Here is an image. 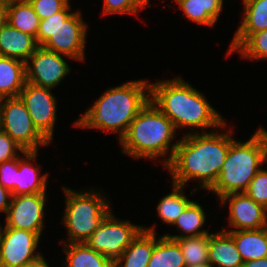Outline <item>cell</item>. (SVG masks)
<instances>
[{
    "instance_id": "cell-35",
    "label": "cell",
    "mask_w": 267,
    "mask_h": 267,
    "mask_svg": "<svg viewBox=\"0 0 267 267\" xmlns=\"http://www.w3.org/2000/svg\"><path fill=\"white\" fill-rule=\"evenodd\" d=\"M12 193L0 184V212H4L5 215L11 204Z\"/></svg>"
},
{
    "instance_id": "cell-15",
    "label": "cell",
    "mask_w": 267,
    "mask_h": 267,
    "mask_svg": "<svg viewBox=\"0 0 267 267\" xmlns=\"http://www.w3.org/2000/svg\"><path fill=\"white\" fill-rule=\"evenodd\" d=\"M38 151H24L18 157V170L16 172V188L12 196L20 194H47L49 173L41 174L40 164L35 165Z\"/></svg>"
},
{
    "instance_id": "cell-28",
    "label": "cell",
    "mask_w": 267,
    "mask_h": 267,
    "mask_svg": "<svg viewBox=\"0 0 267 267\" xmlns=\"http://www.w3.org/2000/svg\"><path fill=\"white\" fill-rule=\"evenodd\" d=\"M174 241L180 246L186 266L208 262L209 234Z\"/></svg>"
},
{
    "instance_id": "cell-7",
    "label": "cell",
    "mask_w": 267,
    "mask_h": 267,
    "mask_svg": "<svg viewBox=\"0 0 267 267\" xmlns=\"http://www.w3.org/2000/svg\"><path fill=\"white\" fill-rule=\"evenodd\" d=\"M69 2L61 11L40 20L36 42L38 46L84 62L88 25L81 10L71 12Z\"/></svg>"
},
{
    "instance_id": "cell-38",
    "label": "cell",
    "mask_w": 267,
    "mask_h": 267,
    "mask_svg": "<svg viewBox=\"0 0 267 267\" xmlns=\"http://www.w3.org/2000/svg\"><path fill=\"white\" fill-rule=\"evenodd\" d=\"M242 267H267V257L245 261L243 262Z\"/></svg>"
},
{
    "instance_id": "cell-1",
    "label": "cell",
    "mask_w": 267,
    "mask_h": 267,
    "mask_svg": "<svg viewBox=\"0 0 267 267\" xmlns=\"http://www.w3.org/2000/svg\"><path fill=\"white\" fill-rule=\"evenodd\" d=\"M225 122L221 128L209 132L183 134L170 163L165 169L171 174L172 184L187 187L190 181H198L200 188L209 191L219 178L230 144L235 140L232 129ZM229 130V131H228ZM216 131V132H215Z\"/></svg>"
},
{
    "instance_id": "cell-26",
    "label": "cell",
    "mask_w": 267,
    "mask_h": 267,
    "mask_svg": "<svg viewBox=\"0 0 267 267\" xmlns=\"http://www.w3.org/2000/svg\"><path fill=\"white\" fill-rule=\"evenodd\" d=\"M147 267H186L180 246L172 239L163 235L157 237Z\"/></svg>"
},
{
    "instance_id": "cell-10",
    "label": "cell",
    "mask_w": 267,
    "mask_h": 267,
    "mask_svg": "<svg viewBox=\"0 0 267 267\" xmlns=\"http://www.w3.org/2000/svg\"><path fill=\"white\" fill-rule=\"evenodd\" d=\"M19 97L24 102L34 126L52 143L58 112V101L52 89L26 82Z\"/></svg>"
},
{
    "instance_id": "cell-27",
    "label": "cell",
    "mask_w": 267,
    "mask_h": 267,
    "mask_svg": "<svg viewBox=\"0 0 267 267\" xmlns=\"http://www.w3.org/2000/svg\"><path fill=\"white\" fill-rule=\"evenodd\" d=\"M7 23L13 28L29 33L36 38L40 19L30 3L9 0Z\"/></svg>"
},
{
    "instance_id": "cell-4",
    "label": "cell",
    "mask_w": 267,
    "mask_h": 267,
    "mask_svg": "<svg viewBox=\"0 0 267 267\" xmlns=\"http://www.w3.org/2000/svg\"><path fill=\"white\" fill-rule=\"evenodd\" d=\"M176 132L171 120L149 101L120 139V153L135 160L146 158L155 162L159 158L158 162L165 168L172 160L179 143V139L175 140Z\"/></svg>"
},
{
    "instance_id": "cell-29",
    "label": "cell",
    "mask_w": 267,
    "mask_h": 267,
    "mask_svg": "<svg viewBox=\"0 0 267 267\" xmlns=\"http://www.w3.org/2000/svg\"><path fill=\"white\" fill-rule=\"evenodd\" d=\"M245 60H267V29L252 33L235 51Z\"/></svg>"
},
{
    "instance_id": "cell-31",
    "label": "cell",
    "mask_w": 267,
    "mask_h": 267,
    "mask_svg": "<svg viewBox=\"0 0 267 267\" xmlns=\"http://www.w3.org/2000/svg\"><path fill=\"white\" fill-rule=\"evenodd\" d=\"M264 167L256 173L244 193L267 209V169Z\"/></svg>"
},
{
    "instance_id": "cell-5",
    "label": "cell",
    "mask_w": 267,
    "mask_h": 267,
    "mask_svg": "<svg viewBox=\"0 0 267 267\" xmlns=\"http://www.w3.org/2000/svg\"><path fill=\"white\" fill-rule=\"evenodd\" d=\"M267 164V137L261 127L247 141L234 140L214 186L217 199L232 193H243L256 173Z\"/></svg>"
},
{
    "instance_id": "cell-24",
    "label": "cell",
    "mask_w": 267,
    "mask_h": 267,
    "mask_svg": "<svg viewBox=\"0 0 267 267\" xmlns=\"http://www.w3.org/2000/svg\"><path fill=\"white\" fill-rule=\"evenodd\" d=\"M64 267H113V261L91 249L86 243H63Z\"/></svg>"
},
{
    "instance_id": "cell-33",
    "label": "cell",
    "mask_w": 267,
    "mask_h": 267,
    "mask_svg": "<svg viewBox=\"0 0 267 267\" xmlns=\"http://www.w3.org/2000/svg\"><path fill=\"white\" fill-rule=\"evenodd\" d=\"M24 150L5 132L0 130V164L19 157Z\"/></svg>"
},
{
    "instance_id": "cell-30",
    "label": "cell",
    "mask_w": 267,
    "mask_h": 267,
    "mask_svg": "<svg viewBox=\"0 0 267 267\" xmlns=\"http://www.w3.org/2000/svg\"><path fill=\"white\" fill-rule=\"evenodd\" d=\"M151 6L150 0H103L102 15L127 14L139 16V11Z\"/></svg>"
},
{
    "instance_id": "cell-20",
    "label": "cell",
    "mask_w": 267,
    "mask_h": 267,
    "mask_svg": "<svg viewBox=\"0 0 267 267\" xmlns=\"http://www.w3.org/2000/svg\"><path fill=\"white\" fill-rule=\"evenodd\" d=\"M226 232L234 239L243 262L267 257V227Z\"/></svg>"
},
{
    "instance_id": "cell-41",
    "label": "cell",
    "mask_w": 267,
    "mask_h": 267,
    "mask_svg": "<svg viewBox=\"0 0 267 267\" xmlns=\"http://www.w3.org/2000/svg\"><path fill=\"white\" fill-rule=\"evenodd\" d=\"M261 129L263 130V132L265 133V135L267 137V130L264 127H262Z\"/></svg>"
},
{
    "instance_id": "cell-25",
    "label": "cell",
    "mask_w": 267,
    "mask_h": 267,
    "mask_svg": "<svg viewBox=\"0 0 267 267\" xmlns=\"http://www.w3.org/2000/svg\"><path fill=\"white\" fill-rule=\"evenodd\" d=\"M172 192L159 199L156 211L162 223L173 225L187 206L193 201L186 196L185 186L172 184Z\"/></svg>"
},
{
    "instance_id": "cell-32",
    "label": "cell",
    "mask_w": 267,
    "mask_h": 267,
    "mask_svg": "<svg viewBox=\"0 0 267 267\" xmlns=\"http://www.w3.org/2000/svg\"><path fill=\"white\" fill-rule=\"evenodd\" d=\"M69 2L70 0H34L30 4L39 19L43 20L61 11Z\"/></svg>"
},
{
    "instance_id": "cell-16",
    "label": "cell",
    "mask_w": 267,
    "mask_h": 267,
    "mask_svg": "<svg viewBox=\"0 0 267 267\" xmlns=\"http://www.w3.org/2000/svg\"><path fill=\"white\" fill-rule=\"evenodd\" d=\"M243 4L242 22L235 31L226 56L234 51L252 34L267 29V0H246Z\"/></svg>"
},
{
    "instance_id": "cell-23",
    "label": "cell",
    "mask_w": 267,
    "mask_h": 267,
    "mask_svg": "<svg viewBox=\"0 0 267 267\" xmlns=\"http://www.w3.org/2000/svg\"><path fill=\"white\" fill-rule=\"evenodd\" d=\"M206 217L203 206L198 201L193 200L173 224L174 227L176 226L179 229L180 234L170 235L165 233L163 236L176 240L183 237H197L210 234L207 229H202Z\"/></svg>"
},
{
    "instance_id": "cell-14",
    "label": "cell",
    "mask_w": 267,
    "mask_h": 267,
    "mask_svg": "<svg viewBox=\"0 0 267 267\" xmlns=\"http://www.w3.org/2000/svg\"><path fill=\"white\" fill-rule=\"evenodd\" d=\"M220 206L229 204L228 226L224 231L262 229L267 227V209L246 193H232L218 199Z\"/></svg>"
},
{
    "instance_id": "cell-37",
    "label": "cell",
    "mask_w": 267,
    "mask_h": 267,
    "mask_svg": "<svg viewBox=\"0 0 267 267\" xmlns=\"http://www.w3.org/2000/svg\"><path fill=\"white\" fill-rule=\"evenodd\" d=\"M9 0H0V26L7 22Z\"/></svg>"
},
{
    "instance_id": "cell-39",
    "label": "cell",
    "mask_w": 267,
    "mask_h": 267,
    "mask_svg": "<svg viewBox=\"0 0 267 267\" xmlns=\"http://www.w3.org/2000/svg\"><path fill=\"white\" fill-rule=\"evenodd\" d=\"M186 267H213V266L209 262H204V263H200V264H196V265H190V266H186Z\"/></svg>"
},
{
    "instance_id": "cell-13",
    "label": "cell",
    "mask_w": 267,
    "mask_h": 267,
    "mask_svg": "<svg viewBox=\"0 0 267 267\" xmlns=\"http://www.w3.org/2000/svg\"><path fill=\"white\" fill-rule=\"evenodd\" d=\"M37 233L9 227L0 229L1 267H21L42 254Z\"/></svg>"
},
{
    "instance_id": "cell-3",
    "label": "cell",
    "mask_w": 267,
    "mask_h": 267,
    "mask_svg": "<svg viewBox=\"0 0 267 267\" xmlns=\"http://www.w3.org/2000/svg\"><path fill=\"white\" fill-rule=\"evenodd\" d=\"M150 101L148 79L132 80L107 88L73 126L116 133L118 141L126 134L130 123Z\"/></svg>"
},
{
    "instance_id": "cell-17",
    "label": "cell",
    "mask_w": 267,
    "mask_h": 267,
    "mask_svg": "<svg viewBox=\"0 0 267 267\" xmlns=\"http://www.w3.org/2000/svg\"><path fill=\"white\" fill-rule=\"evenodd\" d=\"M37 47L35 37L29 33L13 28L7 22L0 26V56L26 63Z\"/></svg>"
},
{
    "instance_id": "cell-18",
    "label": "cell",
    "mask_w": 267,
    "mask_h": 267,
    "mask_svg": "<svg viewBox=\"0 0 267 267\" xmlns=\"http://www.w3.org/2000/svg\"><path fill=\"white\" fill-rule=\"evenodd\" d=\"M155 228L143 226V230L113 262V267H147L155 246Z\"/></svg>"
},
{
    "instance_id": "cell-11",
    "label": "cell",
    "mask_w": 267,
    "mask_h": 267,
    "mask_svg": "<svg viewBox=\"0 0 267 267\" xmlns=\"http://www.w3.org/2000/svg\"><path fill=\"white\" fill-rule=\"evenodd\" d=\"M68 56L38 46L26 62V82L55 89L71 72Z\"/></svg>"
},
{
    "instance_id": "cell-9",
    "label": "cell",
    "mask_w": 267,
    "mask_h": 267,
    "mask_svg": "<svg viewBox=\"0 0 267 267\" xmlns=\"http://www.w3.org/2000/svg\"><path fill=\"white\" fill-rule=\"evenodd\" d=\"M142 230L143 225L119 219L111 210L85 243L114 262Z\"/></svg>"
},
{
    "instance_id": "cell-8",
    "label": "cell",
    "mask_w": 267,
    "mask_h": 267,
    "mask_svg": "<svg viewBox=\"0 0 267 267\" xmlns=\"http://www.w3.org/2000/svg\"><path fill=\"white\" fill-rule=\"evenodd\" d=\"M0 130L7 133L24 151H38L51 144L34 126L19 96L0 99Z\"/></svg>"
},
{
    "instance_id": "cell-34",
    "label": "cell",
    "mask_w": 267,
    "mask_h": 267,
    "mask_svg": "<svg viewBox=\"0 0 267 267\" xmlns=\"http://www.w3.org/2000/svg\"><path fill=\"white\" fill-rule=\"evenodd\" d=\"M18 157L0 164V184L11 192L16 188Z\"/></svg>"
},
{
    "instance_id": "cell-40",
    "label": "cell",
    "mask_w": 267,
    "mask_h": 267,
    "mask_svg": "<svg viewBox=\"0 0 267 267\" xmlns=\"http://www.w3.org/2000/svg\"><path fill=\"white\" fill-rule=\"evenodd\" d=\"M15 1L24 2V3H31L34 0H15Z\"/></svg>"
},
{
    "instance_id": "cell-21",
    "label": "cell",
    "mask_w": 267,
    "mask_h": 267,
    "mask_svg": "<svg viewBox=\"0 0 267 267\" xmlns=\"http://www.w3.org/2000/svg\"><path fill=\"white\" fill-rule=\"evenodd\" d=\"M174 2L183 11L186 19L209 27H214L218 22L224 4V0H174Z\"/></svg>"
},
{
    "instance_id": "cell-36",
    "label": "cell",
    "mask_w": 267,
    "mask_h": 267,
    "mask_svg": "<svg viewBox=\"0 0 267 267\" xmlns=\"http://www.w3.org/2000/svg\"><path fill=\"white\" fill-rule=\"evenodd\" d=\"M21 267H50L43 254H40L35 259L26 262Z\"/></svg>"
},
{
    "instance_id": "cell-12",
    "label": "cell",
    "mask_w": 267,
    "mask_h": 267,
    "mask_svg": "<svg viewBox=\"0 0 267 267\" xmlns=\"http://www.w3.org/2000/svg\"><path fill=\"white\" fill-rule=\"evenodd\" d=\"M47 194H20L12 196L11 204L5 215L9 227L37 233L40 237L45 227V206Z\"/></svg>"
},
{
    "instance_id": "cell-19",
    "label": "cell",
    "mask_w": 267,
    "mask_h": 267,
    "mask_svg": "<svg viewBox=\"0 0 267 267\" xmlns=\"http://www.w3.org/2000/svg\"><path fill=\"white\" fill-rule=\"evenodd\" d=\"M208 262L213 267H242L234 239L224 230L209 234Z\"/></svg>"
},
{
    "instance_id": "cell-2",
    "label": "cell",
    "mask_w": 267,
    "mask_h": 267,
    "mask_svg": "<svg viewBox=\"0 0 267 267\" xmlns=\"http://www.w3.org/2000/svg\"><path fill=\"white\" fill-rule=\"evenodd\" d=\"M206 98L181 76L150 82V101L171 120L177 131L190 128L184 134L221 129L227 122Z\"/></svg>"
},
{
    "instance_id": "cell-6",
    "label": "cell",
    "mask_w": 267,
    "mask_h": 267,
    "mask_svg": "<svg viewBox=\"0 0 267 267\" xmlns=\"http://www.w3.org/2000/svg\"><path fill=\"white\" fill-rule=\"evenodd\" d=\"M62 187L65 207L61 220L66 227L67 238L66 241L62 239L61 243H85L112 210L111 200L106 198L102 189L78 191L64 185Z\"/></svg>"
},
{
    "instance_id": "cell-22",
    "label": "cell",
    "mask_w": 267,
    "mask_h": 267,
    "mask_svg": "<svg viewBox=\"0 0 267 267\" xmlns=\"http://www.w3.org/2000/svg\"><path fill=\"white\" fill-rule=\"evenodd\" d=\"M26 83V63L0 56V99L17 97Z\"/></svg>"
}]
</instances>
